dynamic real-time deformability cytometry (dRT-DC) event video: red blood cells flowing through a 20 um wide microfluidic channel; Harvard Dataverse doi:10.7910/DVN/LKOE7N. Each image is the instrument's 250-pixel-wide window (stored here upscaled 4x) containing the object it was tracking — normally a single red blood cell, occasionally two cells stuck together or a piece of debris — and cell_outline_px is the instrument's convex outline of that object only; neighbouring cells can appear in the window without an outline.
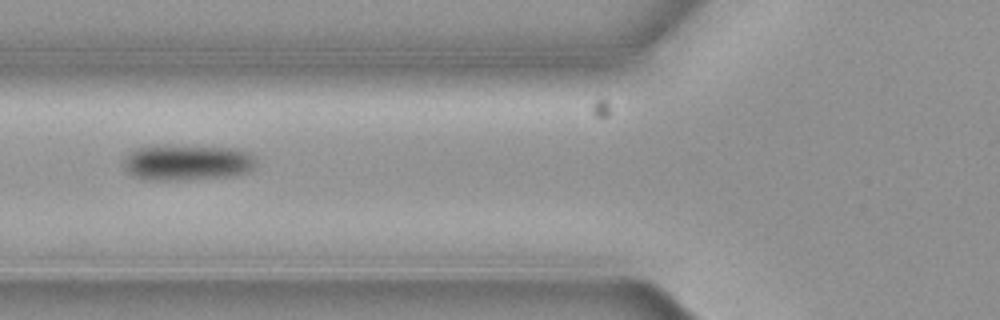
{"species": "common noctule bat (a hibernating species)", "species_latin": "Nyctalus noctula", "temperature_condition": "cold", "stored_images_in_passage": 7, "camera_frame_rate_fps": 3000, "um_per_image_px": 0.085, "animal": {"sex": "female", "body_mass_g": 19.3, "forearm_length_mm": 54.1}, "frame": {"image": 1, "passage_image": 7, "time_ms": 2.0, "image_size_px": [1000, 320], "cell_outline_px": [[256, 164], [248, 172], [236, 176], [180, 180], [144, 180], [132, 176], [124, 168], [124, 156], [128, 152], [136, 148], [164, 144], [168, 144], [232, 148], [248, 152], [256, 160]], "centroid_in_image_um": [15.86, 13.8], "position_along_channel_um": 109.9, "area_um2": 28.32}}